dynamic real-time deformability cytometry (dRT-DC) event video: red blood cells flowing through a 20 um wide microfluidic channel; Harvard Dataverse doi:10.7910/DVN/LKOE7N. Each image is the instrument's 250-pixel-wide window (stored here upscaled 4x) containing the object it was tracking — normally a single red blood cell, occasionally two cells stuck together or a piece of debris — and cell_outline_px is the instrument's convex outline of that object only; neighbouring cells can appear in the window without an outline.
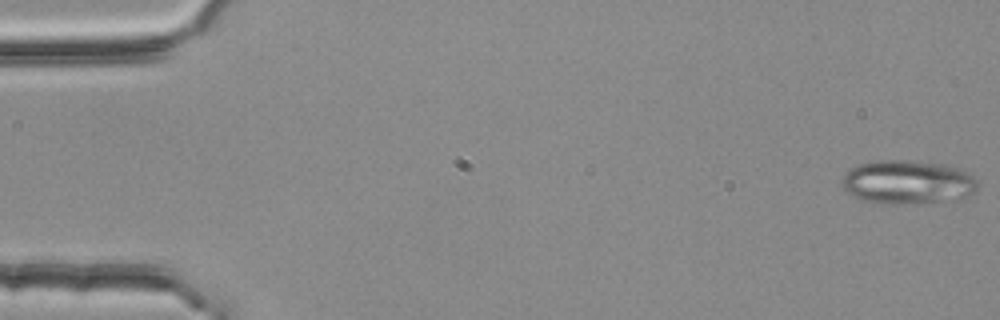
{"species": "common noctule bat (a hibernating species)", "species_latin": "Nyctalus noctula", "temperature_condition": "room temperature", "stored_images_in_passage": 54, "camera_frame_rate_fps": 3000, "um_per_image_px": 0.085, "animal": {"sex": "female", "body_mass_g": 25.1}, "frame": {"image": 1, "passage_image": 1, "time_ms": 0.0, "image_size_px": [1000, 320], "cell_outline_px": [[980, 184], [976, 192], [964, 196], [940, 200], [896, 204], [884, 204], [860, 200], [844, 192], [840, 184], [840, 180], [844, 172], [848, 168], [860, 164], [876, 160], [900, 160], [944, 164], [960, 168], [968, 172]], "centroid_in_image_um": [77.05, 15.46], "position_along_channel_um": 7.9, "area_um2": 34.8}}
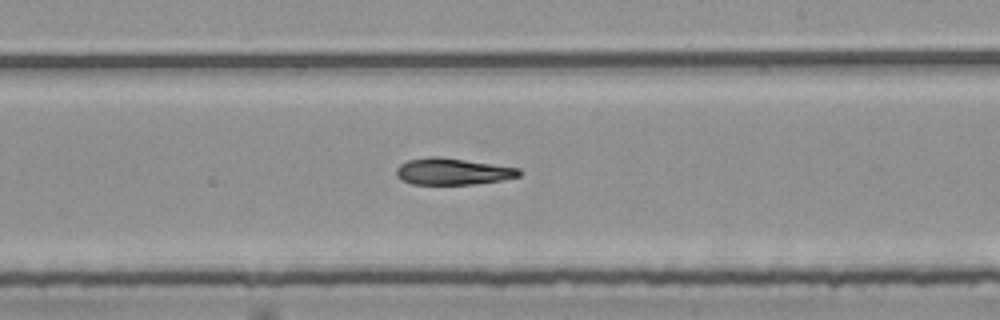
{"frame": {"image": 2, "passage_image": 32, "time_ms": 10.333, "image_size_px": [1000, 320], "cell_outline_px": [[520, 176], [504, 180], [476, 184], [412, 184], [400, 180], [396, 176], [396, 168], [400, 164], [408, 160], [428, 156], [436, 156], [520, 168]], "centroid_in_image_um": [38.45, 14.58], "position_along_channel_um": 250.6, "area_um2": 19.07}}
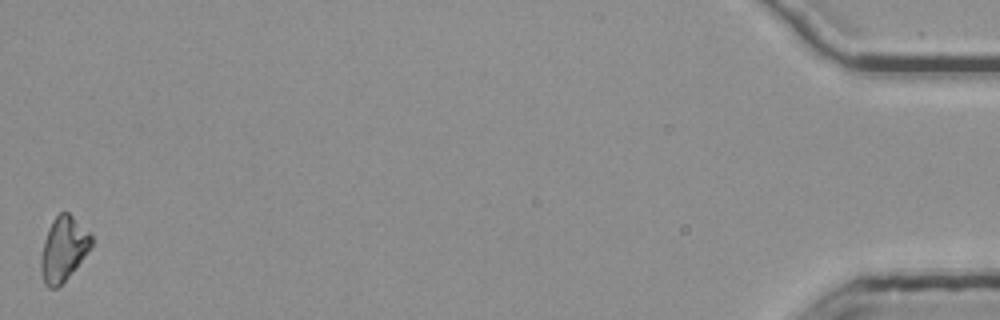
{"frame": {"image": 3, "passage_image": 54, "time_ms": 17.667, "image_size_px": [1000, 320], "cell_outline_px": [[92, 244], [84, 256], [64, 280], [56, 288], [48, 288], [44, 284], [40, 272], [40, 256], [44, 240], [48, 228], [52, 220], [60, 212], [68, 212], [92, 236]], "centroid_in_image_um": [5.34, 21.16], "position_along_channel_um": 429.9, "area_um2": 18.55}}